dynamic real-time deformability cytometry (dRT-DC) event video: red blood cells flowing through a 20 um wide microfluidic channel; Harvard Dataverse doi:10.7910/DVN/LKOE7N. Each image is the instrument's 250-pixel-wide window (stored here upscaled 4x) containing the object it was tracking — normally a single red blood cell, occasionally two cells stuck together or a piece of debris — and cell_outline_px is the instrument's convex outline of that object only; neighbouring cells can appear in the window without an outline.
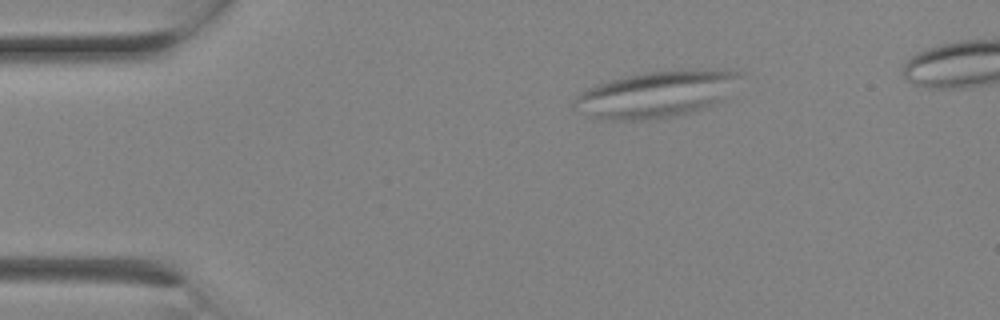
{"species": "Egyptian fruit bat (a non-hibernating species)", "species_latin": "Rousettus aegyptiacus", "temperature_condition": "room temperature", "stored_images_in_passage": 3, "camera_frame_rate_fps": 3000, "um_per_image_px": 0.085, "animal": {"sex": "female"}, "frame": {"image": 1, "passage_image": 2, "time_ms": 0.333, "image_size_px": [1000, 320], "cell_outline_px": [[744, 72], [724, 100], [676, 116], [640, 120], [604, 120], [588, 116], [572, 104], [572, 100], [580, 92], [596, 84], [644, 72], [704, 68], [728, 68]], "centroid_in_image_um": [55.83, 7.98], "position_along_channel_um": 29.2, "area_um2": 45.14}}